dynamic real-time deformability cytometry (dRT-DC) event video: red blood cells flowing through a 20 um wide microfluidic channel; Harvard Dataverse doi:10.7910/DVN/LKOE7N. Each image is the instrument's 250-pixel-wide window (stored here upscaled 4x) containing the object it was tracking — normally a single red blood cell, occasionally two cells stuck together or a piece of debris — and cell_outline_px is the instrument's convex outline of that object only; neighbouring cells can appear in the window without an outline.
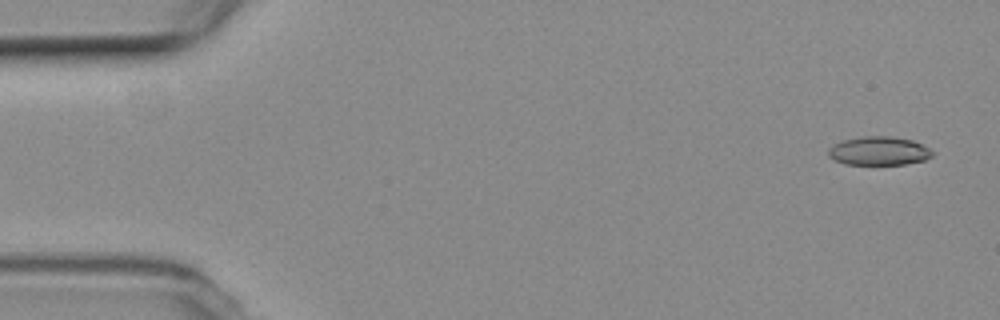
{"species": "common noctule bat (a hibernating species)", "species_latin": "Nyctalus noctula", "temperature_condition": "room temperature", "stored_images_in_passage": 55, "camera_frame_rate_fps": 3000, "um_per_image_px": 0.085, "animal": {"sex": "female", "body_mass_g": 19.3, "forearm_length_mm": 54.1}, "frame": {"image": 1, "passage_image": 3, "time_ms": 0.667, "image_size_px": [1000, 320], "cell_outline_px": [[936, 152], [932, 156], [924, 160], [904, 164], [844, 164], [828, 156], [828, 148], [844, 140], [860, 136], [892, 136], [912, 140]], "centroid_in_image_um": [74.72, 12.82], "position_along_channel_um": 10.3, "area_um2": 17.28}}
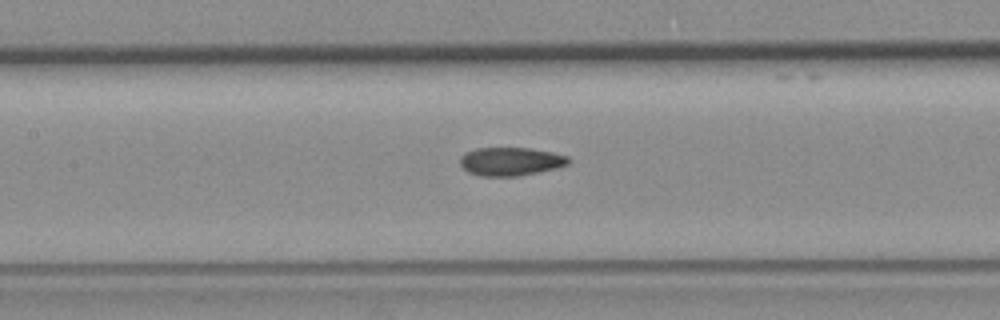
{"frame": {"image": 2, "passage_image": 25, "time_ms": 8.0, "image_size_px": [1000, 320], "cell_outline_px": [[572, 160], [568, 164], [556, 168], [516, 176], [480, 176], [468, 172], [460, 164], [460, 156], [464, 152], [476, 148], [528, 148], [552, 152], [568, 156]], "centroid_in_image_um": [43.39, 13.71], "position_along_channel_um": 164.0, "area_um2": 17.92}}
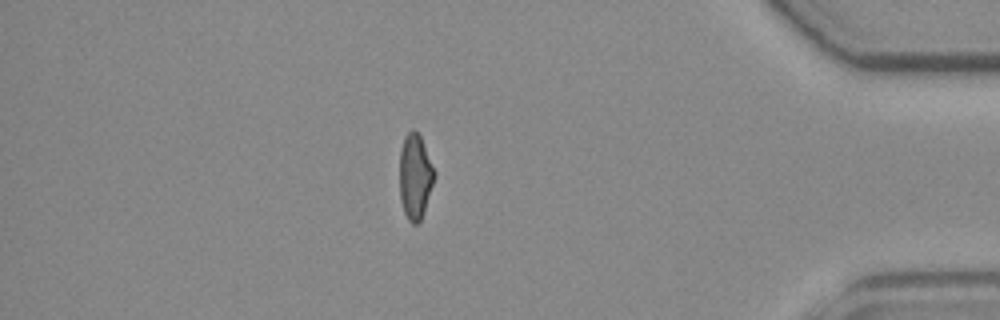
{"frame": {"image": 3, "passage_image": 47, "time_ms": 15.333, "image_size_px": [1000, 320], "cell_outline_px": [[436, 172], [424, 212], [420, 220], [416, 224], [412, 224], [408, 220], [404, 212], [400, 200], [400, 148], [404, 136], [412, 128], [420, 136]], "centroid_in_image_um": [35.27, 15.0], "position_along_channel_um": 399.9, "area_um2": 17.22}, "authors_computed_cell_mechanics": {"area_um2": 17.918, "velocity_mm_per_s": 3.8116, "shape_relaxation_time_tau1_ms": null, "shape_relaxation_time_tau2_ms": 2.028, "deformation_change_tau1": null, "deformation_change_tau2": 0.0906}}